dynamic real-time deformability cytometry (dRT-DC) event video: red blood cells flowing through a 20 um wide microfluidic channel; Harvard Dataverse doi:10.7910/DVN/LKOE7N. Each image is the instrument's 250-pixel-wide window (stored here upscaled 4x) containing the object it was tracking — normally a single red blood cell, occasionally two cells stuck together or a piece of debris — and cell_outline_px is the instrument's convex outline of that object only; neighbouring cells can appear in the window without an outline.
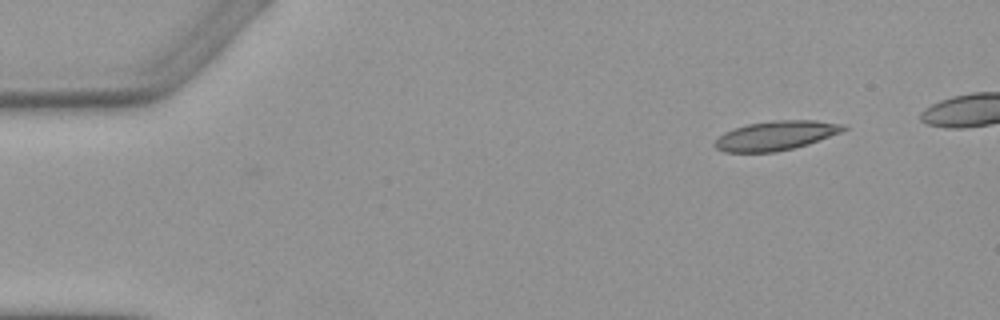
{"species": "Egyptian fruit bat (a non-hibernating species)", "species_latin": "Rousettus aegyptiacus", "temperature_condition": "warm", "stored_images_in_passage": 2, "segment_of_instrument_passage": [2, 2], "camera_frame_rate_fps": 3000, "um_per_image_px": 0.085, "animal": {"sex": "female"}, "frame": {"image": 1, "passage_image": 2, "time_ms": 2.0, "image_size_px": [1000, 320], "cell_outline_px": [[848, 128], [840, 132], [808, 144], [776, 152], [724, 152], [716, 148], [712, 144], [724, 132], [732, 128], [748, 124], [772, 120], [816, 120], [844, 124]], "centroid_in_image_um": [65.92, 11.52], "position_along_channel_um": 19.1, "area_um2": 21.96}}